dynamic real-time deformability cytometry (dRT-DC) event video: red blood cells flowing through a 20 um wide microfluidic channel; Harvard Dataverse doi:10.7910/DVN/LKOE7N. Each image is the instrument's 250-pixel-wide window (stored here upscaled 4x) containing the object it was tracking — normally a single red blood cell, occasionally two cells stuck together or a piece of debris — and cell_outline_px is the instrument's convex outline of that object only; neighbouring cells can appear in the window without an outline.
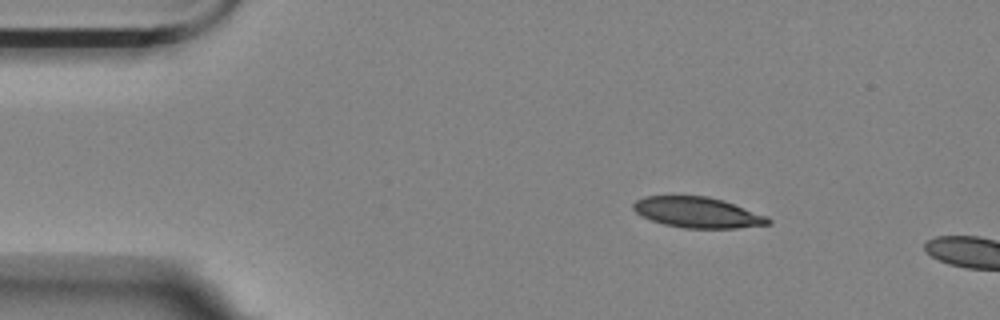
{"species": "Egyptian fruit bat (a non-hibernating species)", "species_latin": "Rousettus aegyptiacus", "temperature_condition": "room temperature", "stored_images_in_passage": 7, "camera_frame_rate_fps": 3000, "um_per_image_px": 0.085, "animal": {"sex": "female"}, "frame": {"image": 1, "passage_image": 1, "time_ms": 0.0, "image_size_px": [1000, 320], "cell_outline_px": [[772, 224], [736, 228], [684, 228], [664, 224], [652, 220], [636, 212], [632, 208], [632, 204], [636, 200], [644, 196], [708, 196], [724, 200], [768, 216], [772, 220]], "centroid_in_image_um": [59.33, 18.05], "position_along_channel_um": 25.7, "area_um2": 24.16}}